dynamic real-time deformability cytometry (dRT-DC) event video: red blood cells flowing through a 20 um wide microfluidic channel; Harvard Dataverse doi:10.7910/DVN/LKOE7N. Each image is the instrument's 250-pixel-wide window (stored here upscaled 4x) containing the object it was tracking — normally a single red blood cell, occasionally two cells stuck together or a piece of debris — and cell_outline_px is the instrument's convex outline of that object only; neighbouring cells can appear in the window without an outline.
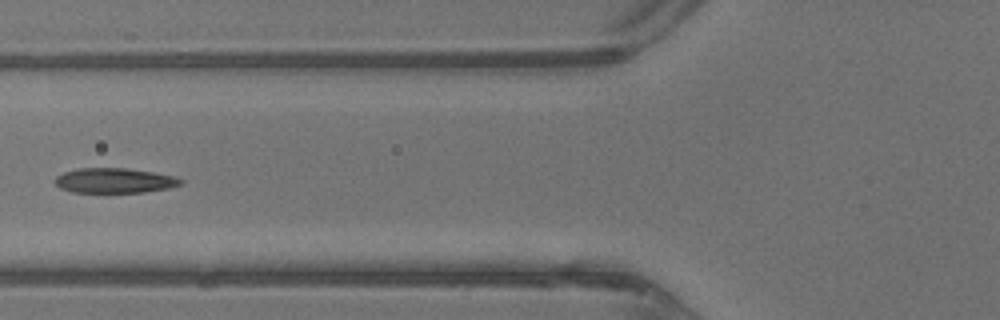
{"species": "common noctule bat (a hibernating species)", "species_latin": "Nyctalus noctula", "temperature_condition": "warm", "stored_images_in_passage": 27, "segment_of_instrument_passage": [2, 2], "camera_frame_rate_fps": 3000, "um_per_image_px": 0.085, "animal": {"sex": "male", "body_mass_g": 13.3}, "frame": {"image": 1, "passage_image": 18, "time_ms": 5.667, "image_size_px": [1000, 320], "cell_outline_px": [[184, 180], [180, 184], [168, 188], [144, 192], [72, 192], [60, 188], [56, 184], [56, 176], [64, 172], [76, 168], [128, 168], [176, 176]], "centroid_in_image_um": [9.73, 15.34], "position_along_channel_um": 116.1, "area_um2": 18.21}}
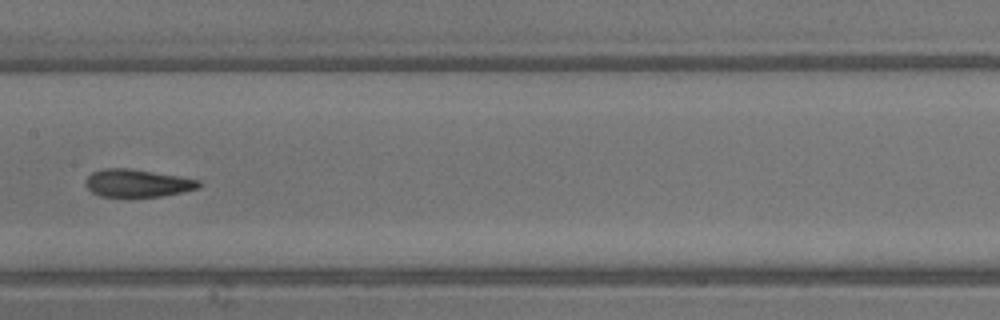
{"frame": {"image": 2, "passage_image": 23, "time_ms": 7.333, "image_size_px": [1000, 320], "cell_outline_px": [[204, 184], [200, 188], [160, 196], [128, 200], [100, 196], [92, 192], [84, 184], [88, 176], [92, 172], [104, 168], [132, 168], [180, 176], [200, 180]], "centroid_in_image_um": [11.67, 15.6], "position_along_channel_um": 195.7, "area_um2": 19.19}}